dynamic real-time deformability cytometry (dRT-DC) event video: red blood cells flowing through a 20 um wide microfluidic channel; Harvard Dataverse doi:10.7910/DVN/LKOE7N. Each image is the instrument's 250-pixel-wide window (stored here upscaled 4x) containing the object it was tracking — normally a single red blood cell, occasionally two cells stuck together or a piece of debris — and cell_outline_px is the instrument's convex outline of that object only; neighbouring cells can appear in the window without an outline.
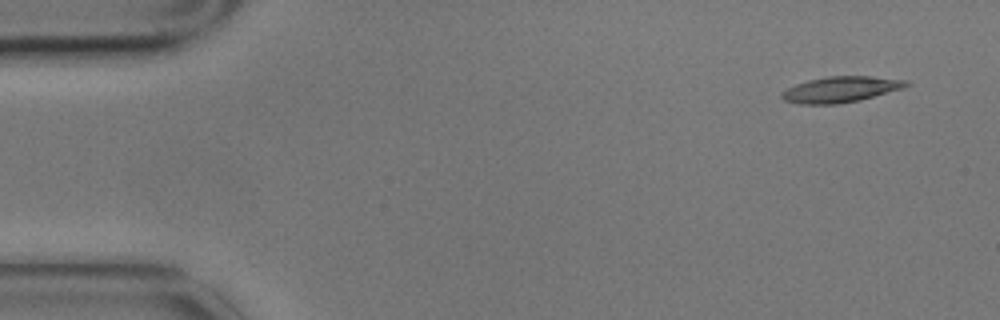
{"species": "common noctule bat (a hibernating species)", "species_latin": "Nyctalus noctula", "temperature_condition": "cold", "stored_images_in_passage": 8, "camera_frame_rate_fps": 3000, "um_per_image_px": 0.085, "animal": {"sex": "male", "body_mass_g": 17.9}, "frame": {"image": 1, "passage_image": 1, "time_ms": 0.0, "image_size_px": [1000, 320], "cell_outline_px": [[912, 84], [904, 88], [860, 100], [836, 104], [800, 104], [784, 100], [780, 96], [780, 92], [796, 84], [808, 80], [828, 76], [868, 76], [908, 80]], "centroid_in_image_um": [71.47, 7.6], "position_along_channel_um": 13.5, "area_um2": 18.79}}
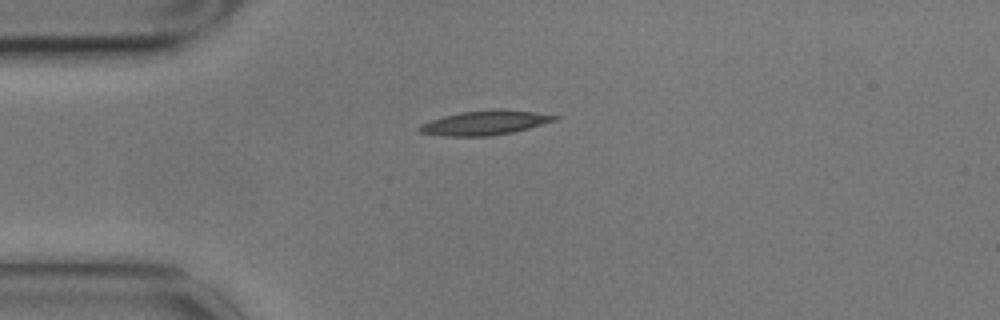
{"frame": {"image": 2, "passage_image": 4, "time_ms": 1.0, "image_size_px": [1000, 320], "cell_outline_px": [[560, 116], [556, 120], [528, 128], [512, 132], [488, 136], [444, 136], [420, 132], [416, 128], [420, 124], [444, 116], [460, 112], [496, 108], [536, 112]], "centroid_in_image_um": [41.21, 10.42], "position_along_channel_um": 43.8, "area_um2": 19.19}}
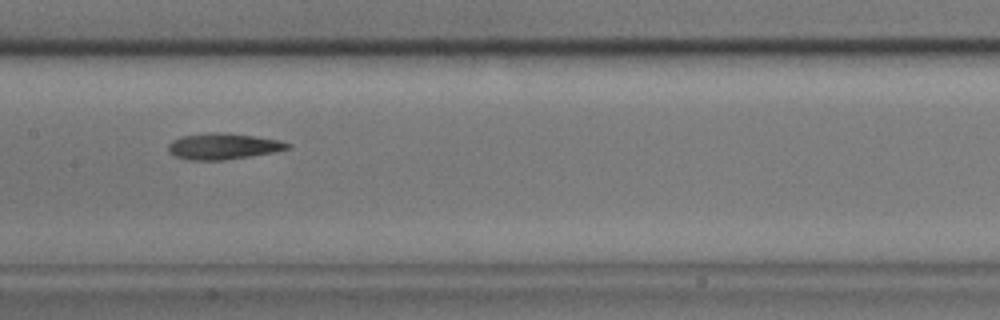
{"frame": {"image": 3, "passage_image": 8, "time_ms": 2.333, "image_size_px": [1000, 320], "cell_outline_px": [[292, 148], [276, 152], [252, 156], [224, 160], [188, 160], [176, 156], [168, 152], [168, 144], [172, 140], [180, 136], [216, 132], [224, 132], [280, 140], [292, 144]], "centroid_in_image_um": [19.0, 12.44], "position_along_channel_um": 188.4, "area_um2": 18.32}}